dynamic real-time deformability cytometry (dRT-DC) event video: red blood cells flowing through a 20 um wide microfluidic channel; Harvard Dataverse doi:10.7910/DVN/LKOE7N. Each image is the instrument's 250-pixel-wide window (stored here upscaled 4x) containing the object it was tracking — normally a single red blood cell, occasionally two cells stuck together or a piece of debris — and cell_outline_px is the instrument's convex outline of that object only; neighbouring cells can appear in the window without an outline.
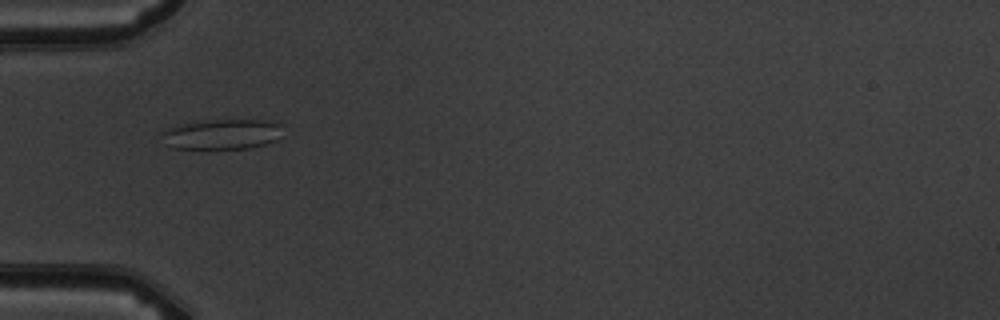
{"species": "common noctule bat (a hibernating species)", "species_latin": "Nyctalus noctula", "temperature_condition": "warm", "stored_images_in_passage": 2, "camera_frame_rate_fps": 3000, "um_per_image_px": 0.085, "animal": {"sex": "male", "body_mass_g": 19.5, "forearm_length_mm": 54.6}, "frame": {"image": 1, "passage_image": 1, "time_ms": 0.0, "image_size_px": [1000, 320], "cell_outline_px": [[280, 124], [276, 140], [252, 148], [172, 148], [164, 144], [156, 132], [168, 128], [184, 124], [212, 120], [264, 120]], "centroid_in_image_um": [18.74, 11.42], "position_along_channel_um": 66.3, "area_um2": 21.04}}
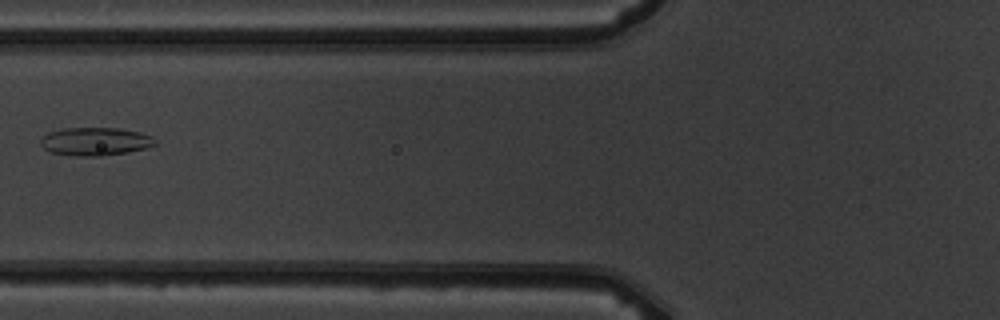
{"frame": {"image": 2, "passage_image": 2, "time_ms": 1.333, "image_size_px": [1000, 320], "cell_outline_px": [[156, 144], [148, 148], [128, 152], [100, 156], [76, 156], [52, 152], [44, 148], [40, 144], [40, 140], [48, 132], [64, 128], [120, 128], [140, 132], [152, 136], [156, 140]], "centroid_in_image_um": [8.13, 12.02], "position_along_channel_um": 117.7, "area_um2": 18.84}}